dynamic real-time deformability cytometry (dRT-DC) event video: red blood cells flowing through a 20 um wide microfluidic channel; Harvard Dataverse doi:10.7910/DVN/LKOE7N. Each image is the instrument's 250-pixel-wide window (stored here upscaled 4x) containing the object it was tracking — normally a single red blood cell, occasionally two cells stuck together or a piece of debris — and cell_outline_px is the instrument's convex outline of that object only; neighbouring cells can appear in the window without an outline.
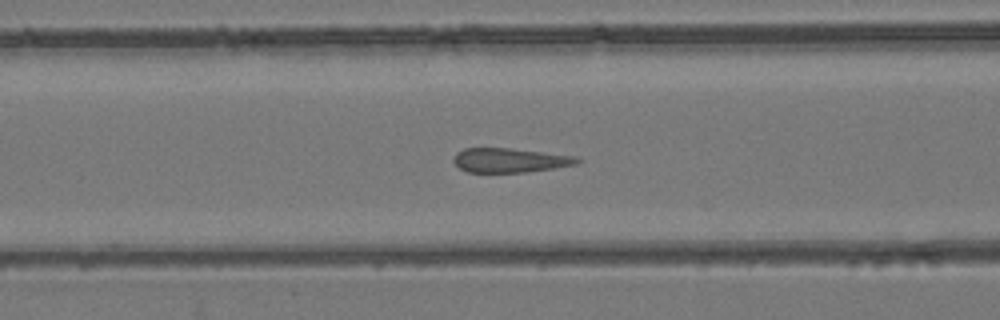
{"species": "common noctule bat (a hibernating species)", "species_latin": "Nyctalus noctula", "temperature_condition": "room temperature", "stored_images_in_passage": 16, "camera_frame_rate_fps": 3000, "um_per_image_px": 0.085, "animal": {"sex": "female", "body_mass_g": 24.6, "forearm_length_mm": 56.2}, "frame": {"image": 1, "passage_image": 6, "time_ms": 1.667, "image_size_px": [1000, 320], "cell_outline_px": [[584, 160], [576, 164], [552, 168], [524, 172], [468, 172], [460, 168], [452, 160], [456, 152], [464, 148], [512, 148], [576, 156]], "centroid_in_image_um": [43.34, 13.61], "position_along_channel_um": 123.3, "area_um2": 17.51}}
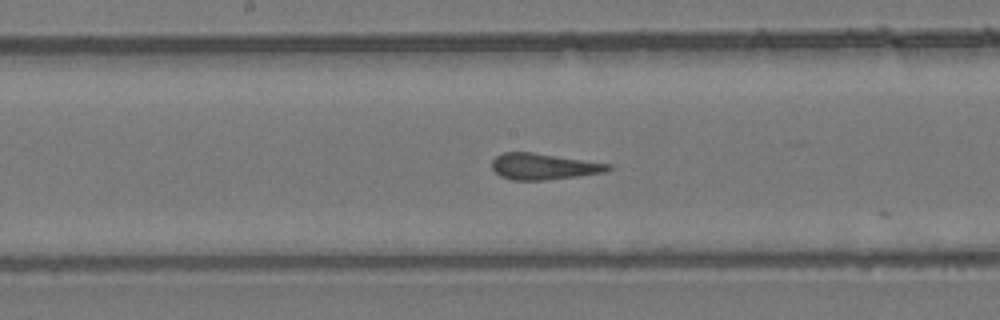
{"frame": {"image": 2, "passage_image": 12, "time_ms": 3.667, "image_size_px": [1000, 320], "cell_outline_px": [[616, 168], [608, 172], [544, 180], [512, 180], [500, 176], [492, 168], [492, 160], [496, 156], [504, 152], [532, 152], [612, 164]], "centroid_in_image_um": [46.26, 14.15], "position_along_channel_um": 201.9, "area_um2": 17.86}}
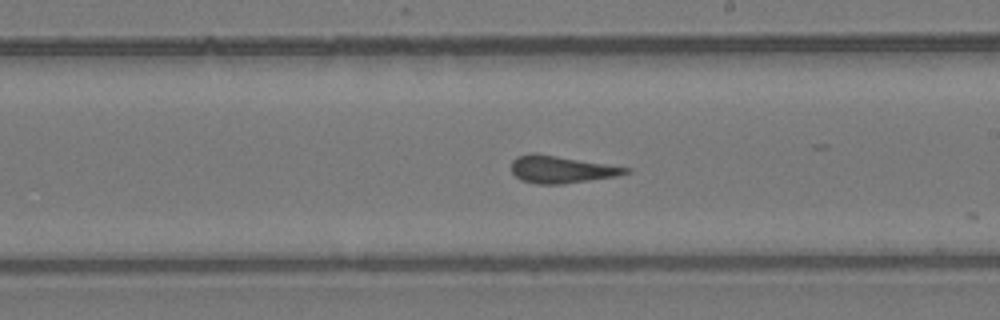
{"frame": {"image": 3, "passage_image": 15, "time_ms": 4.667, "image_size_px": [1000, 320], "cell_outline_px": [[632, 172], [616, 176], [560, 184], [536, 184], [520, 180], [512, 172], [512, 160], [516, 156], [532, 152], [536, 152], [632, 168]], "centroid_in_image_um": [47.7, 14.38], "position_along_channel_um": 241.3, "area_um2": 18.32}}